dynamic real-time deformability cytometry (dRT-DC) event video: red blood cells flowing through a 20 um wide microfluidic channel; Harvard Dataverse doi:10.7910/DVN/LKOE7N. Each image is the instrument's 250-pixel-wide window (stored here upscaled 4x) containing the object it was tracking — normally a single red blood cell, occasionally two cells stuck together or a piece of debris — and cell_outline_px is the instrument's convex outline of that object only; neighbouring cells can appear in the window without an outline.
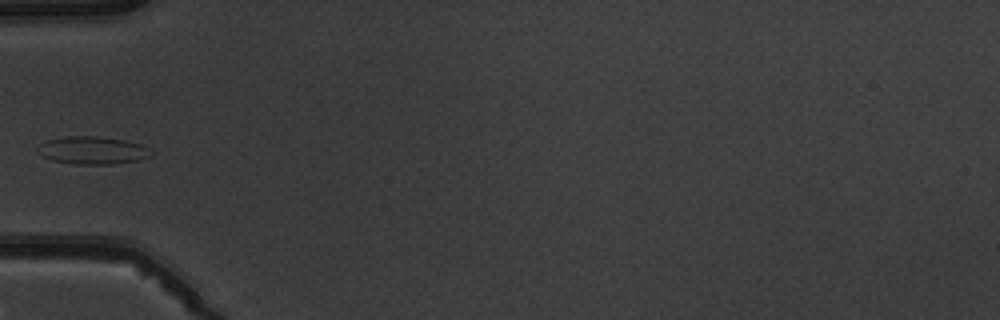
{"species": "common noctule bat (a hibernating species)", "species_latin": "Nyctalus noctula", "temperature_condition": "warm", "stored_images_in_passage": 6, "camera_frame_rate_fps": 3000, "um_per_image_px": 0.085, "animal": {"sex": "male", "body_mass_g": 19.5, "forearm_length_mm": 54.6}, "frame": {"image": 1, "passage_image": 6, "time_ms": 6.667, "image_size_px": [1000, 320], "cell_outline_px": [[148, 156], [136, 160], [112, 164], [76, 164], [52, 160], [40, 156], [36, 148], [44, 140], [68, 136], [96, 136], [124, 140], [140, 144], [148, 148]], "centroid_in_image_um": [7.75, 12.77], "position_along_channel_um": 77.2, "area_um2": 18.09}}